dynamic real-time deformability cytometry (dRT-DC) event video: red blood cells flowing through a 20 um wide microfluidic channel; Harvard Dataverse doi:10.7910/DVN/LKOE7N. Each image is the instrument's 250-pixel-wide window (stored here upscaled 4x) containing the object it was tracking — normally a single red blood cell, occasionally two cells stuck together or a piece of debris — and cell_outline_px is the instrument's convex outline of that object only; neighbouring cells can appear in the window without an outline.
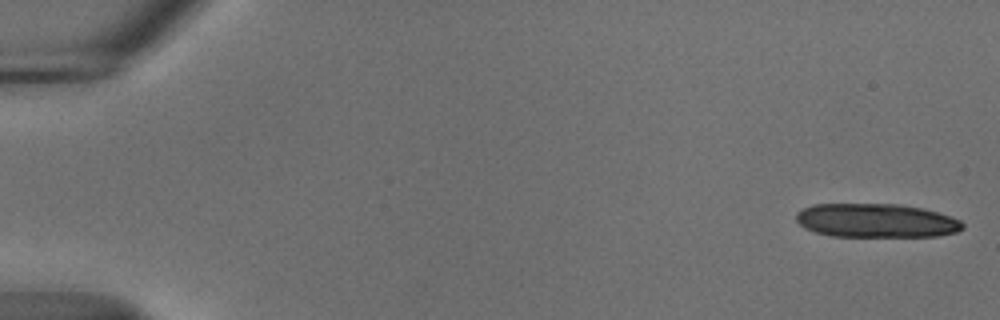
{"species": "common noctule bat (a hibernating species)", "species_latin": "Nyctalus noctula", "temperature_condition": "cold", "stored_images_in_passage": 16, "camera_frame_rate_fps": 3000, "um_per_image_px": 0.085, "animal": {"sex": "male", "body_mass_g": 18.8}, "frame": {"image": 1, "passage_image": 1, "time_ms": 0.0, "image_size_px": [1000, 320], "cell_outline_px": [[964, 228], [956, 232], [936, 236], [832, 236], [816, 232], [804, 228], [796, 220], [796, 212], [812, 204], [900, 204], [924, 208], [960, 220], [964, 224]], "centroid_in_image_um": [74.46, 18.74], "position_along_channel_um": 10.5, "area_um2": 32.83}}